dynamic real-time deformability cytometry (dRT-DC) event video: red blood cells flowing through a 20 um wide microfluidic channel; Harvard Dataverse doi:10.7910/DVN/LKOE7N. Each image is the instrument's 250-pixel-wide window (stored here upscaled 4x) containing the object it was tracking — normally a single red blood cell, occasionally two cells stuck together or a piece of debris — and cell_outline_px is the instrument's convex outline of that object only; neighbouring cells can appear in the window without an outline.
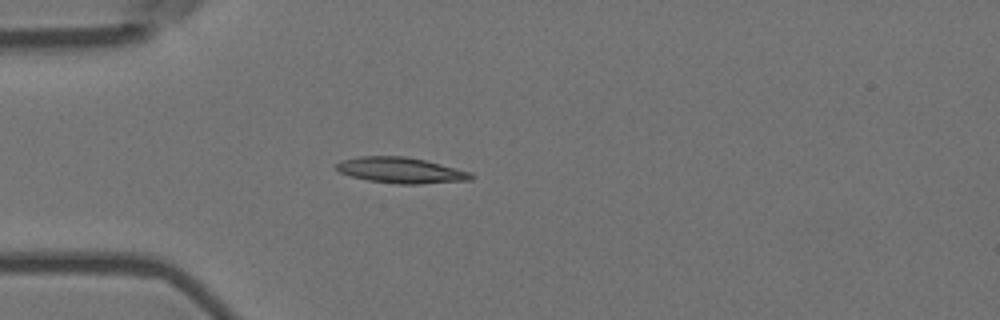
{"species": "Egyptian fruit bat (a non-hibernating species)", "species_latin": "Rousettus aegyptiacus", "temperature_condition": "room temperature", "stored_images_in_passage": 1, "camera_frame_rate_fps": 3000, "um_per_image_px": 0.085, "animal": {"sex": "female"}, "frame": {"image": 1, "passage_image": 1, "time_ms": 0.0, "image_size_px": [1000, 320], "cell_outline_px": [[476, 176], [472, 180], [420, 184], [396, 184], [368, 180], [352, 176], [340, 172], [336, 168], [336, 164], [340, 160], [360, 156], [404, 156], [424, 160], [472, 172]], "centroid_in_image_um": [34.11, 14.48], "position_along_channel_um": 50.9, "area_um2": 20.29}}